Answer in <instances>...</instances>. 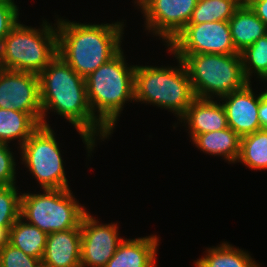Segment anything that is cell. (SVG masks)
Returning a JSON list of instances; mask_svg holds the SVG:
<instances>
[{
	"label": "cell",
	"mask_w": 267,
	"mask_h": 267,
	"mask_svg": "<svg viewBox=\"0 0 267 267\" xmlns=\"http://www.w3.org/2000/svg\"><path fill=\"white\" fill-rule=\"evenodd\" d=\"M240 6L239 0H198L188 24L229 21Z\"/></svg>",
	"instance_id": "23"
},
{
	"label": "cell",
	"mask_w": 267,
	"mask_h": 267,
	"mask_svg": "<svg viewBox=\"0 0 267 267\" xmlns=\"http://www.w3.org/2000/svg\"><path fill=\"white\" fill-rule=\"evenodd\" d=\"M46 239L45 232L21 217L9 229L8 242L10 244L21 249L25 254L41 260L46 248Z\"/></svg>",
	"instance_id": "20"
},
{
	"label": "cell",
	"mask_w": 267,
	"mask_h": 267,
	"mask_svg": "<svg viewBox=\"0 0 267 267\" xmlns=\"http://www.w3.org/2000/svg\"><path fill=\"white\" fill-rule=\"evenodd\" d=\"M250 8L267 26V0L256 2Z\"/></svg>",
	"instance_id": "30"
},
{
	"label": "cell",
	"mask_w": 267,
	"mask_h": 267,
	"mask_svg": "<svg viewBox=\"0 0 267 267\" xmlns=\"http://www.w3.org/2000/svg\"><path fill=\"white\" fill-rule=\"evenodd\" d=\"M173 55L184 63L196 98H221L248 83L239 53Z\"/></svg>",
	"instance_id": "6"
},
{
	"label": "cell",
	"mask_w": 267,
	"mask_h": 267,
	"mask_svg": "<svg viewBox=\"0 0 267 267\" xmlns=\"http://www.w3.org/2000/svg\"><path fill=\"white\" fill-rule=\"evenodd\" d=\"M70 189H43V193H22L20 217L50 234L81 227L86 213Z\"/></svg>",
	"instance_id": "7"
},
{
	"label": "cell",
	"mask_w": 267,
	"mask_h": 267,
	"mask_svg": "<svg viewBox=\"0 0 267 267\" xmlns=\"http://www.w3.org/2000/svg\"><path fill=\"white\" fill-rule=\"evenodd\" d=\"M44 267H81V227L47 234Z\"/></svg>",
	"instance_id": "14"
},
{
	"label": "cell",
	"mask_w": 267,
	"mask_h": 267,
	"mask_svg": "<svg viewBox=\"0 0 267 267\" xmlns=\"http://www.w3.org/2000/svg\"><path fill=\"white\" fill-rule=\"evenodd\" d=\"M38 76L42 125L49 126L46 122L48 110L63 116L81 135L89 157L96 145V136L104 141L111 132L90 109L85 78L77 74L59 55Z\"/></svg>",
	"instance_id": "1"
},
{
	"label": "cell",
	"mask_w": 267,
	"mask_h": 267,
	"mask_svg": "<svg viewBox=\"0 0 267 267\" xmlns=\"http://www.w3.org/2000/svg\"><path fill=\"white\" fill-rule=\"evenodd\" d=\"M7 143L0 142V186L16 184V162Z\"/></svg>",
	"instance_id": "27"
},
{
	"label": "cell",
	"mask_w": 267,
	"mask_h": 267,
	"mask_svg": "<svg viewBox=\"0 0 267 267\" xmlns=\"http://www.w3.org/2000/svg\"><path fill=\"white\" fill-rule=\"evenodd\" d=\"M174 67L138 66L134 73V101L167 109L179 119L196 98L184 63Z\"/></svg>",
	"instance_id": "4"
},
{
	"label": "cell",
	"mask_w": 267,
	"mask_h": 267,
	"mask_svg": "<svg viewBox=\"0 0 267 267\" xmlns=\"http://www.w3.org/2000/svg\"><path fill=\"white\" fill-rule=\"evenodd\" d=\"M228 22L232 42L239 54L267 34V26L250 7L240 6Z\"/></svg>",
	"instance_id": "17"
},
{
	"label": "cell",
	"mask_w": 267,
	"mask_h": 267,
	"mask_svg": "<svg viewBox=\"0 0 267 267\" xmlns=\"http://www.w3.org/2000/svg\"><path fill=\"white\" fill-rule=\"evenodd\" d=\"M136 65L125 61L123 50L85 78L93 115L112 133L123 106L134 102ZM97 112V114H96Z\"/></svg>",
	"instance_id": "3"
},
{
	"label": "cell",
	"mask_w": 267,
	"mask_h": 267,
	"mask_svg": "<svg viewBox=\"0 0 267 267\" xmlns=\"http://www.w3.org/2000/svg\"><path fill=\"white\" fill-rule=\"evenodd\" d=\"M53 25L43 20L41 29H36L18 22L0 46L3 69L39 75L58 55L57 27Z\"/></svg>",
	"instance_id": "5"
},
{
	"label": "cell",
	"mask_w": 267,
	"mask_h": 267,
	"mask_svg": "<svg viewBox=\"0 0 267 267\" xmlns=\"http://www.w3.org/2000/svg\"><path fill=\"white\" fill-rule=\"evenodd\" d=\"M167 47L171 54H238L228 21L187 24Z\"/></svg>",
	"instance_id": "9"
},
{
	"label": "cell",
	"mask_w": 267,
	"mask_h": 267,
	"mask_svg": "<svg viewBox=\"0 0 267 267\" xmlns=\"http://www.w3.org/2000/svg\"><path fill=\"white\" fill-rule=\"evenodd\" d=\"M251 85V82H248L241 89L220 98V101H224H222V105L226 113L228 127L240 137L262 129L258 116L262 92L256 96Z\"/></svg>",
	"instance_id": "13"
},
{
	"label": "cell",
	"mask_w": 267,
	"mask_h": 267,
	"mask_svg": "<svg viewBox=\"0 0 267 267\" xmlns=\"http://www.w3.org/2000/svg\"><path fill=\"white\" fill-rule=\"evenodd\" d=\"M0 3H4V4H15L14 0H0Z\"/></svg>",
	"instance_id": "33"
},
{
	"label": "cell",
	"mask_w": 267,
	"mask_h": 267,
	"mask_svg": "<svg viewBox=\"0 0 267 267\" xmlns=\"http://www.w3.org/2000/svg\"><path fill=\"white\" fill-rule=\"evenodd\" d=\"M15 184L0 186V227H12L20 217L21 195Z\"/></svg>",
	"instance_id": "25"
},
{
	"label": "cell",
	"mask_w": 267,
	"mask_h": 267,
	"mask_svg": "<svg viewBox=\"0 0 267 267\" xmlns=\"http://www.w3.org/2000/svg\"><path fill=\"white\" fill-rule=\"evenodd\" d=\"M243 72L248 82L252 74L267 82V34L256 40L251 46L240 53Z\"/></svg>",
	"instance_id": "24"
},
{
	"label": "cell",
	"mask_w": 267,
	"mask_h": 267,
	"mask_svg": "<svg viewBox=\"0 0 267 267\" xmlns=\"http://www.w3.org/2000/svg\"><path fill=\"white\" fill-rule=\"evenodd\" d=\"M192 141L203 153L222 156L229 163H237L239 159L241 137L229 127L199 134Z\"/></svg>",
	"instance_id": "18"
},
{
	"label": "cell",
	"mask_w": 267,
	"mask_h": 267,
	"mask_svg": "<svg viewBox=\"0 0 267 267\" xmlns=\"http://www.w3.org/2000/svg\"><path fill=\"white\" fill-rule=\"evenodd\" d=\"M18 8L16 4L0 3V46L3 39L19 22Z\"/></svg>",
	"instance_id": "28"
},
{
	"label": "cell",
	"mask_w": 267,
	"mask_h": 267,
	"mask_svg": "<svg viewBox=\"0 0 267 267\" xmlns=\"http://www.w3.org/2000/svg\"><path fill=\"white\" fill-rule=\"evenodd\" d=\"M20 149L22 164L39 182L41 189H70L51 126L40 125Z\"/></svg>",
	"instance_id": "8"
},
{
	"label": "cell",
	"mask_w": 267,
	"mask_h": 267,
	"mask_svg": "<svg viewBox=\"0 0 267 267\" xmlns=\"http://www.w3.org/2000/svg\"><path fill=\"white\" fill-rule=\"evenodd\" d=\"M194 263L196 267H260L248 251L235 248L228 242L207 248L205 256Z\"/></svg>",
	"instance_id": "21"
},
{
	"label": "cell",
	"mask_w": 267,
	"mask_h": 267,
	"mask_svg": "<svg viewBox=\"0 0 267 267\" xmlns=\"http://www.w3.org/2000/svg\"><path fill=\"white\" fill-rule=\"evenodd\" d=\"M258 116L262 128H267V90L262 92V99L259 103Z\"/></svg>",
	"instance_id": "29"
},
{
	"label": "cell",
	"mask_w": 267,
	"mask_h": 267,
	"mask_svg": "<svg viewBox=\"0 0 267 267\" xmlns=\"http://www.w3.org/2000/svg\"><path fill=\"white\" fill-rule=\"evenodd\" d=\"M10 228L11 227H0V249L8 242Z\"/></svg>",
	"instance_id": "31"
},
{
	"label": "cell",
	"mask_w": 267,
	"mask_h": 267,
	"mask_svg": "<svg viewBox=\"0 0 267 267\" xmlns=\"http://www.w3.org/2000/svg\"><path fill=\"white\" fill-rule=\"evenodd\" d=\"M159 237L124 239L105 267H156Z\"/></svg>",
	"instance_id": "16"
},
{
	"label": "cell",
	"mask_w": 267,
	"mask_h": 267,
	"mask_svg": "<svg viewBox=\"0 0 267 267\" xmlns=\"http://www.w3.org/2000/svg\"><path fill=\"white\" fill-rule=\"evenodd\" d=\"M3 70L2 64H1V56H0V72Z\"/></svg>",
	"instance_id": "34"
},
{
	"label": "cell",
	"mask_w": 267,
	"mask_h": 267,
	"mask_svg": "<svg viewBox=\"0 0 267 267\" xmlns=\"http://www.w3.org/2000/svg\"><path fill=\"white\" fill-rule=\"evenodd\" d=\"M41 259L25 254L7 242L0 249V267H41Z\"/></svg>",
	"instance_id": "26"
},
{
	"label": "cell",
	"mask_w": 267,
	"mask_h": 267,
	"mask_svg": "<svg viewBox=\"0 0 267 267\" xmlns=\"http://www.w3.org/2000/svg\"><path fill=\"white\" fill-rule=\"evenodd\" d=\"M0 108L28 113L42 125L39 76L3 69L0 72Z\"/></svg>",
	"instance_id": "11"
},
{
	"label": "cell",
	"mask_w": 267,
	"mask_h": 267,
	"mask_svg": "<svg viewBox=\"0 0 267 267\" xmlns=\"http://www.w3.org/2000/svg\"><path fill=\"white\" fill-rule=\"evenodd\" d=\"M117 223L100 224L89 212L81 221V267H105L119 244Z\"/></svg>",
	"instance_id": "12"
},
{
	"label": "cell",
	"mask_w": 267,
	"mask_h": 267,
	"mask_svg": "<svg viewBox=\"0 0 267 267\" xmlns=\"http://www.w3.org/2000/svg\"><path fill=\"white\" fill-rule=\"evenodd\" d=\"M237 162L253 170H267V128L241 137Z\"/></svg>",
	"instance_id": "22"
},
{
	"label": "cell",
	"mask_w": 267,
	"mask_h": 267,
	"mask_svg": "<svg viewBox=\"0 0 267 267\" xmlns=\"http://www.w3.org/2000/svg\"><path fill=\"white\" fill-rule=\"evenodd\" d=\"M178 120L187 124L192 140L199 134L228 128L223 105L213 99L195 98Z\"/></svg>",
	"instance_id": "15"
},
{
	"label": "cell",
	"mask_w": 267,
	"mask_h": 267,
	"mask_svg": "<svg viewBox=\"0 0 267 267\" xmlns=\"http://www.w3.org/2000/svg\"><path fill=\"white\" fill-rule=\"evenodd\" d=\"M198 0H137L145 27L168 45L188 24Z\"/></svg>",
	"instance_id": "10"
},
{
	"label": "cell",
	"mask_w": 267,
	"mask_h": 267,
	"mask_svg": "<svg viewBox=\"0 0 267 267\" xmlns=\"http://www.w3.org/2000/svg\"><path fill=\"white\" fill-rule=\"evenodd\" d=\"M56 22L58 55L83 78L122 50L124 22L83 24L59 18Z\"/></svg>",
	"instance_id": "2"
},
{
	"label": "cell",
	"mask_w": 267,
	"mask_h": 267,
	"mask_svg": "<svg viewBox=\"0 0 267 267\" xmlns=\"http://www.w3.org/2000/svg\"><path fill=\"white\" fill-rule=\"evenodd\" d=\"M241 6L250 7L252 4L262 0H239Z\"/></svg>",
	"instance_id": "32"
},
{
	"label": "cell",
	"mask_w": 267,
	"mask_h": 267,
	"mask_svg": "<svg viewBox=\"0 0 267 267\" xmlns=\"http://www.w3.org/2000/svg\"><path fill=\"white\" fill-rule=\"evenodd\" d=\"M39 126L28 113L0 108V142L19 139L20 148Z\"/></svg>",
	"instance_id": "19"
}]
</instances>
